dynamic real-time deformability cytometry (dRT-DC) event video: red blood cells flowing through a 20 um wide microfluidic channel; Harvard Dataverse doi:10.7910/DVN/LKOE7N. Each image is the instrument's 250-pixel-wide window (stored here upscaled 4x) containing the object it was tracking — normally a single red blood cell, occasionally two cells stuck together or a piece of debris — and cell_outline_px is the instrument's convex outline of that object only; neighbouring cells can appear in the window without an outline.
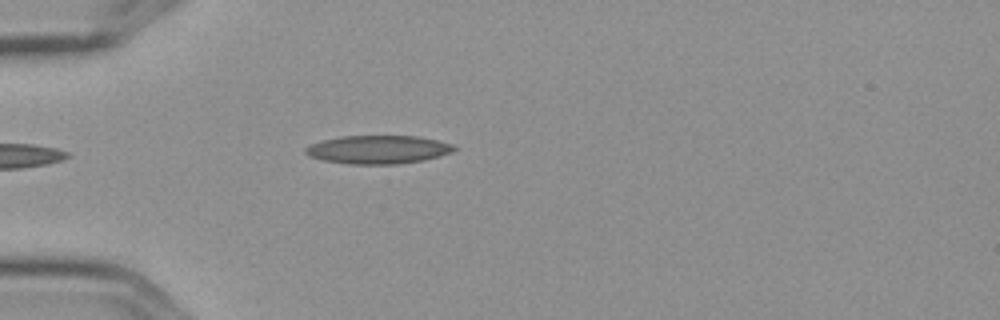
{"species": "Egyptian fruit bat (a non-hibernating species)", "species_latin": "Rousettus aegyptiacus", "temperature_condition": "cold", "stored_images_in_passage": 5, "camera_frame_rate_fps": 3000, "um_per_image_px": 0.085, "frame": {"image": 1, "passage_image": 5, "time_ms": 1.333, "image_size_px": [1000, 320], "cell_outline_px": [[456, 148], [452, 152], [440, 156], [424, 160], [396, 164], [348, 164], [320, 160], [308, 156], [304, 152], [304, 148], [312, 144], [324, 140], [340, 136], [416, 136], [436, 140], [452, 144]], "centroid_in_image_um": [32.11, 12.72], "position_along_channel_um": 52.9, "area_um2": 24.57}}